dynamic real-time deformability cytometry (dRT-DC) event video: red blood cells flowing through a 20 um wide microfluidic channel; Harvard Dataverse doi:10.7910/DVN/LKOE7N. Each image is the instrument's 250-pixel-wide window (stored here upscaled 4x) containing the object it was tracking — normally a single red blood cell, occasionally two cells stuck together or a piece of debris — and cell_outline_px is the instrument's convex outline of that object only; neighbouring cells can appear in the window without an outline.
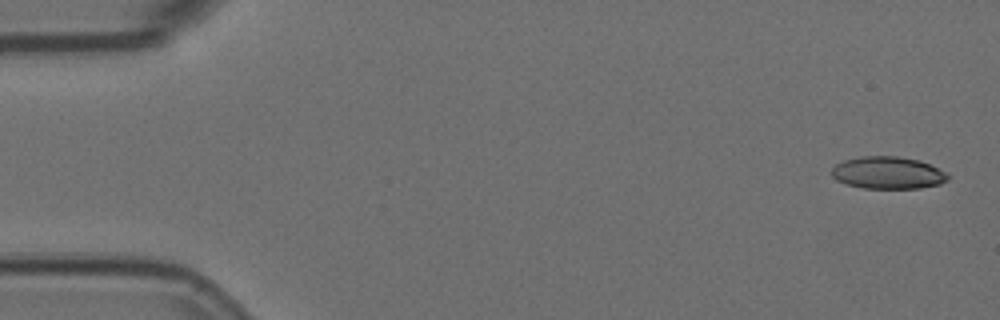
{"species": "Egyptian fruit bat (a non-hibernating species)", "species_latin": "Rousettus aegyptiacus", "temperature_condition": "room temperature", "stored_images_in_passage": 6, "segment_of_instrument_passage": [1, 2], "camera_frame_rate_fps": 3000, "um_per_image_px": 0.085, "animal": {"sex": "female"}, "frame": {"image": 1, "passage_image": 1, "time_ms": 0.0, "image_size_px": [1000, 320], "cell_outline_px": [[948, 180], [940, 184], [920, 188], [864, 188], [848, 184], [836, 180], [832, 176], [832, 168], [836, 164], [844, 160], [860, 156], [900, 156], [920, 160], [948, 172]], "centroid_in_image_um": [75.5, 14.68], "position_along_channel_um": 9.5, "area_um2": 21.96}}